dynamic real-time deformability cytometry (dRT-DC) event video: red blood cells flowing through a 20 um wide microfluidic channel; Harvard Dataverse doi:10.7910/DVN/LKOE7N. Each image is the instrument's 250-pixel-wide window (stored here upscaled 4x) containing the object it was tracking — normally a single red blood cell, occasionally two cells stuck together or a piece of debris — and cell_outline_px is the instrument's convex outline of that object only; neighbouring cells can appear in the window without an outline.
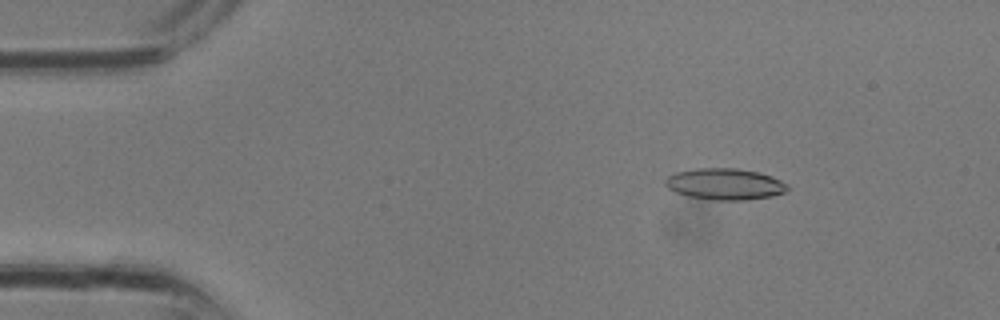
{"species": "common noctule bat (a hibernating species)", "species_latin": "Nyctalus noctula", "temperature_condition": "room temperature", "stored_images_in_passage": 32, "camera_frame_rate_fps": 3000, "um_per_image_px": 0.085, "animal": {"sex": "male", "body_mass_g": 13.3}, "frame": {"image": 1, "passage_image": 5, "time_ms": 1.333, "image_size_px": [1000, 320], "cell_outline_px": [[788, 188], [784, 192], [772, 196], [744, 200], [716, 200], [688, 196], [676, 192], [668, 188], [664, 184], [664, 180], [668, 176], [676, 172], [696, 168], [736, 168], [760, 172], [772, 176], [788, 184]], "centroid_in_image_um": [61.61, 15.64], "position_along_channel_um": 23.4, "area_um2": 22.37}}
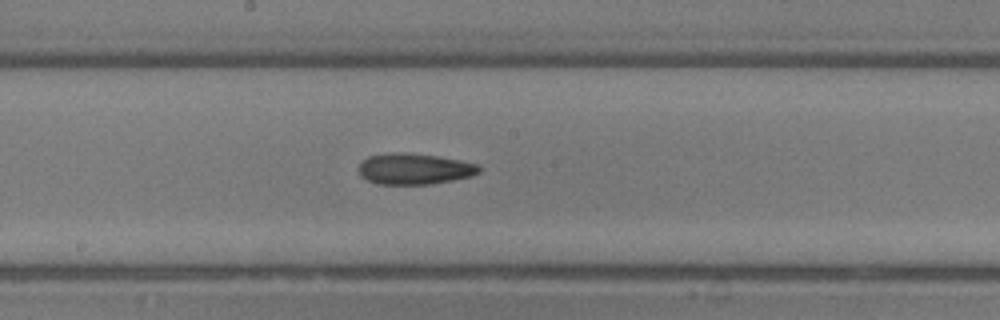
{"frame": {"image": 2, "passage_image": 17, "time_ms": 5.333, "image_size_px": [1000, 320], "cell_outline_px": [[480, 172], [472, 176], [452, 180], [428, 184], [376, 184], [360, 176], [356, 168], [360, 160], [368, 156], [388, 152], [404, 152], [436, 156], [460, 160], [476, 164], [480, 168]], "centroid_in_image_um": [35.13, 14.34], "position_along_channel_um": 213.1, "area_um2": 22.02}}
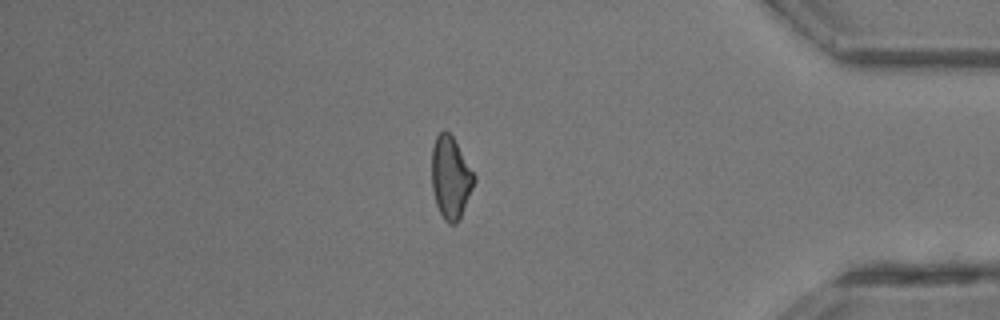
{"frame": {"image": 3, "passage_image": 27, "time_ms": 8.667, "image_size_px": [1000, 320], "cell_outline_px": [[476, 180], [460, 216], [456, 224], [448, 224], [444, 220], [436, 204], [432, 188], [432, 148], [436, 136], [444, 128], [452, 136], [476, 176]], "centroid_in_image_um": [38.29, 15.08], "position_along_channel_um": 396.9, "area_um2": 20.11}}